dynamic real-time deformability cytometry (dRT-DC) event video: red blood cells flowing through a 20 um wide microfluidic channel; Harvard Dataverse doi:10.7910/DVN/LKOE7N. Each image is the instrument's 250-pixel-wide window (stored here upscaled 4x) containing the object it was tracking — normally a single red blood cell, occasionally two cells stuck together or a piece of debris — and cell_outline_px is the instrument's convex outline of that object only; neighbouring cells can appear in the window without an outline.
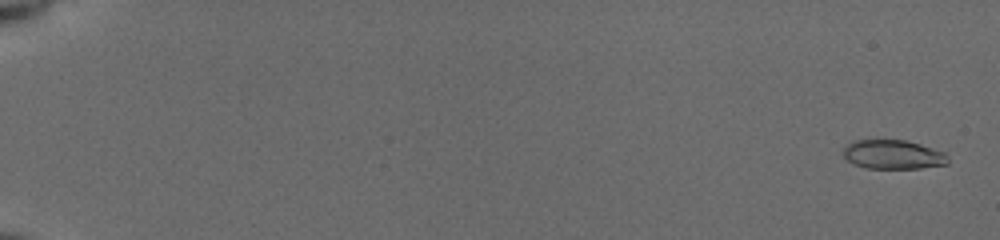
{"species": "common noctule bat (a hibernating species)", "species_latin": "Nyctalus noctula", "temperature_condition": "cold", "stored_images_in_passage": 55, "camera_frame_rate_fps": 3000, "um_per_image_px": 0.085, "animal": {"sex": "female", "body_mass_g": 19.5, "forearm_length_mm": 54.1}, "frame": {"image": 1, "passage_image": 2, "time_ms": 0.333, "image_size_px": [1000, 240], "cell_outline_px": [[948, 164], [920, 168], [864, 168], [852, 164], [844, 156], [844, 148], [852, 140], [904, 140], [920, 144], [944, 152], [948, 156]], "centroid_in_image_um": [75.9, 13.14], "position_along_channel_um": 9.1, "area_um2": 17.74}}
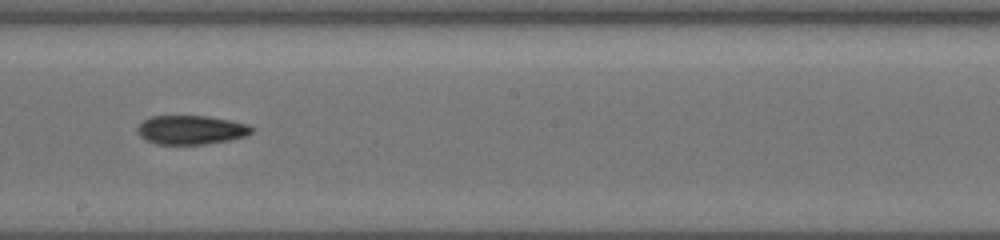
{"frame": {"image": 2, "passage_image": 34, "time_ms": 11.0, "image_size_px": [1000, 240], "cell_outline_px": [[256, 128], [248, 136], [228, 140], [204, 144], [156, 144], [144, 140], [136, 132], [140, 124], [144, 120], [152, 116], [204, 116], [228, 120], [248, 124]], "centroid_in_image_um": [16.25, 11.05], "position_along_channel_um": 232.0, "area_um2": 19.31}}
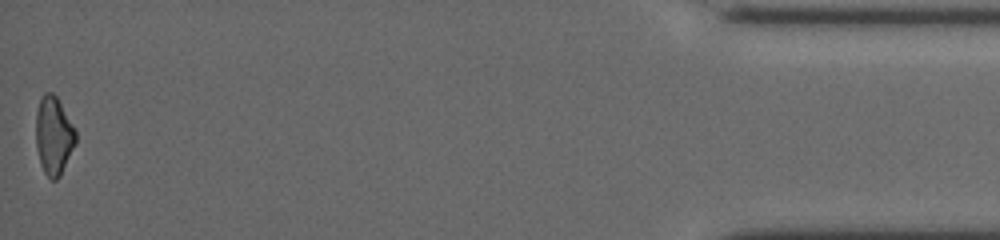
{"frame": {"image": 3, "passage_image": 55, "time_ms": 18.0, "image_size_px": [1000, 240], "cell_outline_px": [[76, 144], [60, 176], [56, 180], [52, 180], [44, 172], [40, 164], [36, 148], [36, 112], [40, 100], [44, 92], [52, 92], [56, 96], [72, 124], [76, 132]], "centroid_in_image_um": [4.55, 11.55], "position_along_channel_um": 430.6, "area_um2": 18.09}, "authors_computed_cell_mechanics": {"area_um2": 18.6694, "velocity_mm_per_s": 3.949, "shape_relaxation_time_tau1_ms": null, "shape_relaxation_time_tau2_ms": 8.0327, "deformation_change_tau1": null, "deformation_change_tau2": 0.1809}}